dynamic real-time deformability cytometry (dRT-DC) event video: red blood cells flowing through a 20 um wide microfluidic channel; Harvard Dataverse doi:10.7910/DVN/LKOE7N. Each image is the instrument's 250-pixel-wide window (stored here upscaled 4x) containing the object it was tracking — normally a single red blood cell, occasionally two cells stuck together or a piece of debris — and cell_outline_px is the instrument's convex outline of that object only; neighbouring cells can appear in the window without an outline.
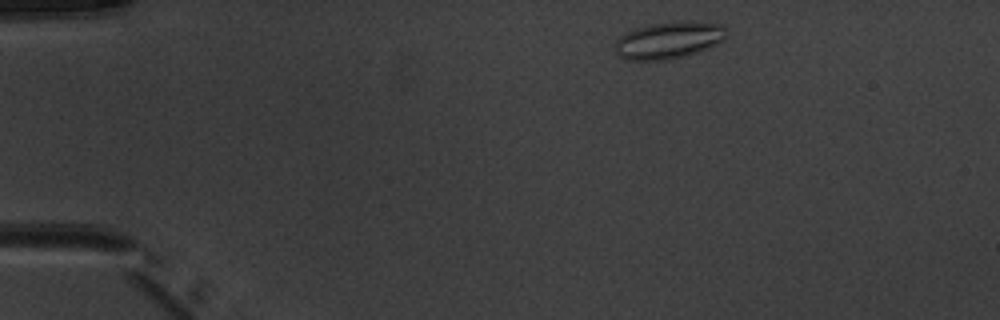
{"species": "common noctule bat (a hibernating species)", "species_latin": "Nyctalus noctula", "temperature_condition": "warm", "stored_images_in_passage": 3, "camera_frame_rate_fps": 3000, "um_per_image_px": 0.085, "animal": {"sex": "male", "body_mass_g": 20.1, "forearm_length_mm": 53.5}, "frame": {"image": 1, "passage_image": 1, "time_ms": 0.0, "image_size_px": [1000, 320], "cell_outline_px": [[728, 36], [724, 40], [708, 48], [684, 56], [668, 60], [624, 60], [616, 56], [616, 40], [624, 32], [636, 28], [652, 24], [676, 20], [724, 24]], "centroid_in_image_um": [56.84, 3.41], "position_along_channel_um": 28.2, "area_um2": 24.33}}
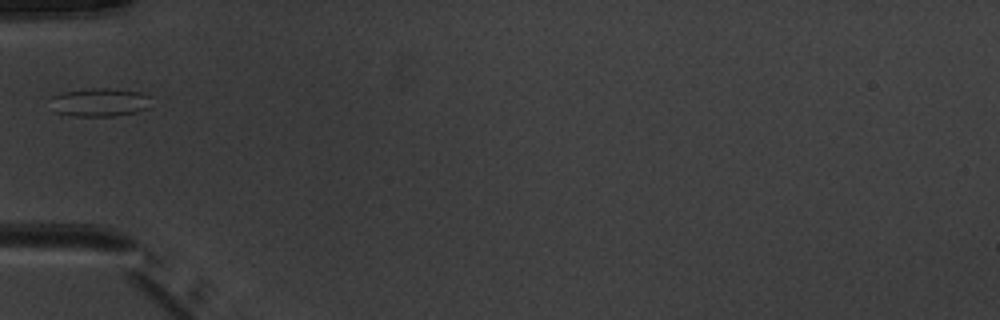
{"frame": {"image": 2, "passage_image": 3, "time_ms": 3.0, "image_size_px": [1000, 320], "cell_outline_px": [[152, 96], [148, 108], [136, 112], [112, 116], [72, 116], [52, 112], [52, 96], [60, 92], [92, 88], [108, 88], [144, 92]], "centroid_in_image_um": [8.48, 8.69], "position_along_channel_um": 76.5, "area_um2": 16.99}}